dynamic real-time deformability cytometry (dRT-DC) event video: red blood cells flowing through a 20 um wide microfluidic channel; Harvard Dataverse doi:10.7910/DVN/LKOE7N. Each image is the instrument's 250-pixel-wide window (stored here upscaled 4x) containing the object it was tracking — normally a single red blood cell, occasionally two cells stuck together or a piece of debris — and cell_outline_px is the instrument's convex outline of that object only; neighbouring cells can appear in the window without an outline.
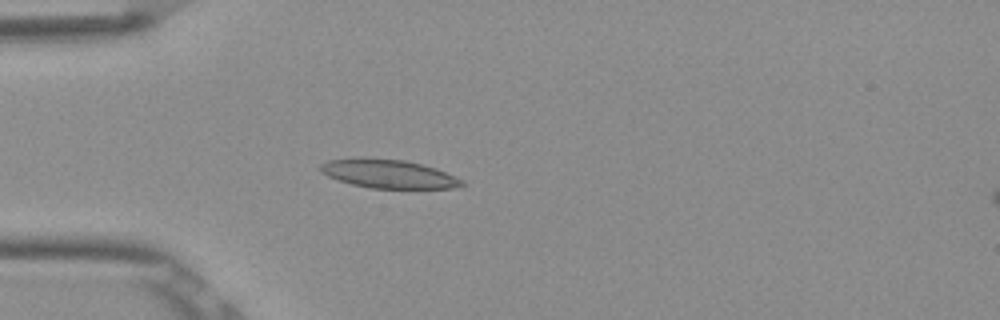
{"species": "Egyptian fruit bat (a non-hibernating species)", "species_latin": "Rousettus aegyptiacus", "temperature_condition": "room temperature", "stored_images_in_passage": 6, "camera_frame_rate_fps": 3000, "um_per_image_px": 0.085, "frame": {"image": 1, "passage_image": 6, "time_ms": 1.667, "image_size_px": [1000, 320], "cell_outline_px": [[464, 184], [452, 188], [372, 188], [352, 184], [328, 176], [320, 172], [320, 164], [328, 160], [404, 160], [436, 168], [464, 180]], "centroid_in_image_um": [33.08, 14.81], "position_along_channel_um": 51.9, "area_um2": 22.6}}